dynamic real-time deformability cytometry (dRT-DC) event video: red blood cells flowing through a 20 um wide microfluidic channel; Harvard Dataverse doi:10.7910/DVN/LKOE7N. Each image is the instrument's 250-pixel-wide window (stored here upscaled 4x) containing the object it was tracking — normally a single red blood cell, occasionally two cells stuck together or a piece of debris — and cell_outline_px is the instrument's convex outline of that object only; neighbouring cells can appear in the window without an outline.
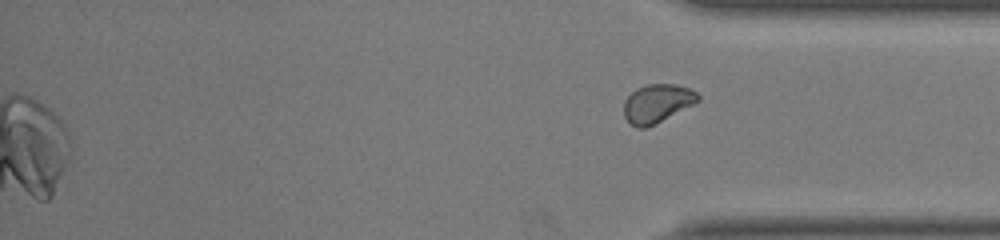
{"species": "common noctule bat (a hibernating species)", "species_latin": "Nyctalus noctula", "temperature_condition": "room temperature", "stored_images_in_passage": 48, "camera_frame_rate_fps": 3000, "um_per_image_px": 0.085, "animal": {"sex": "female", "body_mass_g": 22.0, "forearm_length_mm": 56.7}, "frame": {"image": 1, "passage_image": 48, "time_ms": 15.667, "image_size_px": [1000, 240], "cell_outline_px": [[700, 100], [644, 128], [636, 128], [624, 116], [624, 100], [636, 88], [648, 84], [676, 84], [688, 88], [696, 92], [700, 96]], "centroid_in_image_um": [55.83, 8.76], "position_along_channel_um": 379.4, "area_um2": 16.13}}